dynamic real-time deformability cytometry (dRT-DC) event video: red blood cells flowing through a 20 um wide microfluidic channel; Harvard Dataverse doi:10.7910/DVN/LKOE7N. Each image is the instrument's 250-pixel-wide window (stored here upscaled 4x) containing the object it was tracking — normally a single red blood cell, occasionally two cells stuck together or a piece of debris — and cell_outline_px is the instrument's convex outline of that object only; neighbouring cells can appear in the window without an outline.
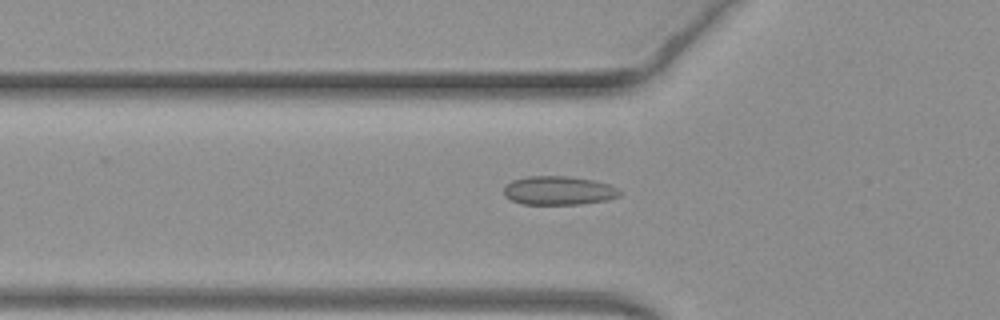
{"species": "common noctule bat (a hibernating species)", "species_latin": "Nyctalus noctula", "temperature_condition": "warm", "stored_images_in_passage": 34, "camera_frame_rate_fps": 3000, "um_per_image_px": 0.085, "animal": {"sex": "female", "body_mass_g": 19.3, "forearm_length_mm": 54.1}, "frame": {"image": 1, "passage_image": 3, "time_ms": 0.667, "image_size_px": [1000, 320], "cell_outline_px": [[620, 196], [608, 200], [580, 204], [524, 204], [512, 200], [504, 196], [504, 188], [512, 180], [528, 176], [568, 176], [596, 180], [608, 184], [616, 188], [620, 192]], "centroid_in_image_um": [47.5, 16.19], "position_along_channel_um": 78.3, "area_um2": 19.42}}
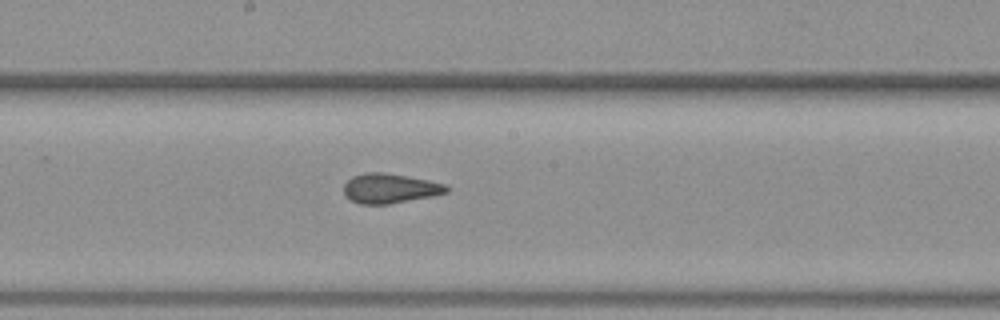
{"frame": {"image": 2, "passage_image": 13, "time_ms": 4.0, "image_size_px": [1000, 320], "cell_outline_px": [[448, 192], [432, 196], [388, 204], [360, 204], [344, 196], [344, 184], [352, 176], [364, 172], [384, 172], [428, 180], [448, 184]], "centroid_in_image_um": [33.13, 16.0], "position_along_channel_um": 215.1, "area_um2": 17.8}}
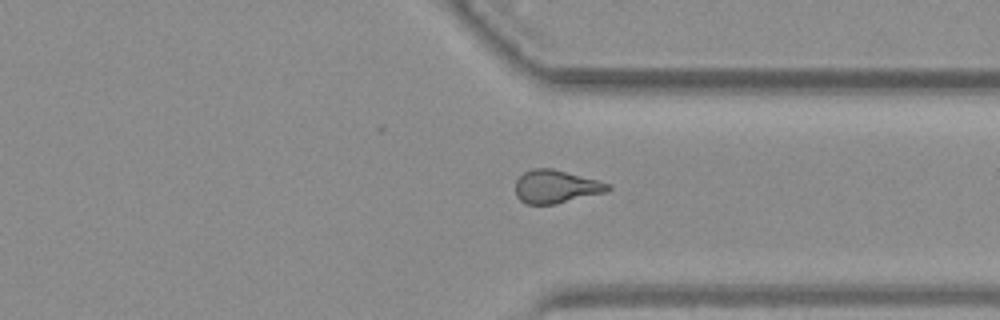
{"frame": {"image": 3, "passage_image": 24, "time_ms": 7.667, "image_size_px": [1000, 320], "cell_outline_px": [[612, 188], [608, 192], [556, 204], [524, 204], [516, 196], [516, 180], [524, 172], [532, 168], [552, 168], [612, 184]], "centroid_in_image_um": [47.28, 15.87], "position_along_channel_um": 364.1, "area_um2": 18.03}, "authors_computed_cell_mechanics": {"area_um2": 17.8313, "velocity_mm_per_s": 4.0763, "shape_relaxation_time_tau1_ms": null, "shape_relaxation_time_tau2_ms": 1.2599, "deformation_change_tau1": null, "deformation_change_tau2": 0.0728}}